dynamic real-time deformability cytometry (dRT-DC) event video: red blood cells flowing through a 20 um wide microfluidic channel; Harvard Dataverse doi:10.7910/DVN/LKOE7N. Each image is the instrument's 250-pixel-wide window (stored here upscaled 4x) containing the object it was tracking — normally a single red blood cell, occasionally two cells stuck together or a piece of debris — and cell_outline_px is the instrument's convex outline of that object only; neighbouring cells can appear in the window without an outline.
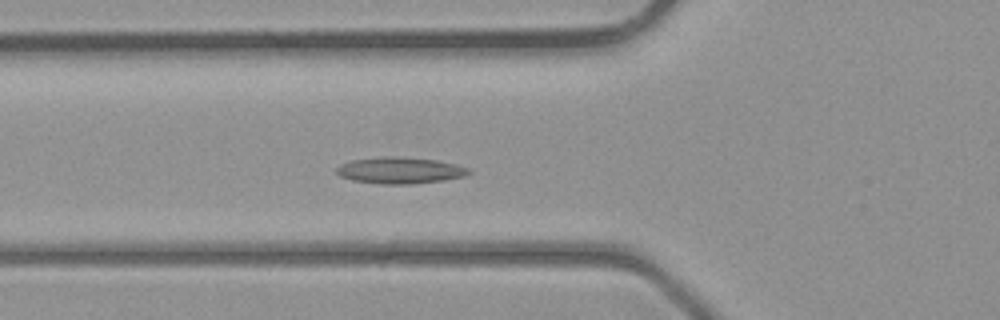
{"species": "common noctule bat (a hibernating species)", "species_latin": "Nyctalus noctula", "temperature_condition": "room temperature", "stored_images_in_passage": 8, "camera_frame_rate_fps": 3000, "um_per_image_px": 0.085, "animal": {"sex": "male", "body_mass_g": 23.1, "forearm_length_mm": 52.7}, "frame": {"image": 1, "passage_image": 4, "time_ms": 3.667, "image_size_px": [1000, 320], "cell_outline_px": [[472, 172], [464, 176], [444, 180], [412, 184], [380, 184], [352, 180], [340, 176], [336, 172], [336, 168], [340, 164], [352, 160], [380, 156], [396, 156], [436, 160], [456, 164], [468, 168]], "centroid_in_image_um": [33.98, 14.48], "position_along_channel_um": 91.8, "area_um2": 20.46}}
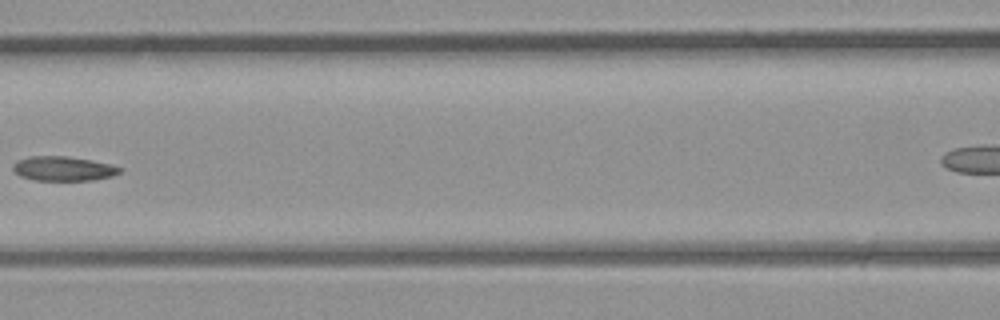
{"frame": {"image": 2, "passage_image": 7, "time_ms": 7.0, "image_size_px": [1000, 320], "cell_outline_px": [[124, 168], [120, 172], [112, 176], [92, 180], [32, 180], [20, 176], [12, 168], [12, 164], [16, 160], [28, 156], [68, 156], [92, 160], [112, 164]], "centroid_in_image_um": [5.38, 14.32], "position_along_channel_um": 161.2, "area_um2": 15.43}}